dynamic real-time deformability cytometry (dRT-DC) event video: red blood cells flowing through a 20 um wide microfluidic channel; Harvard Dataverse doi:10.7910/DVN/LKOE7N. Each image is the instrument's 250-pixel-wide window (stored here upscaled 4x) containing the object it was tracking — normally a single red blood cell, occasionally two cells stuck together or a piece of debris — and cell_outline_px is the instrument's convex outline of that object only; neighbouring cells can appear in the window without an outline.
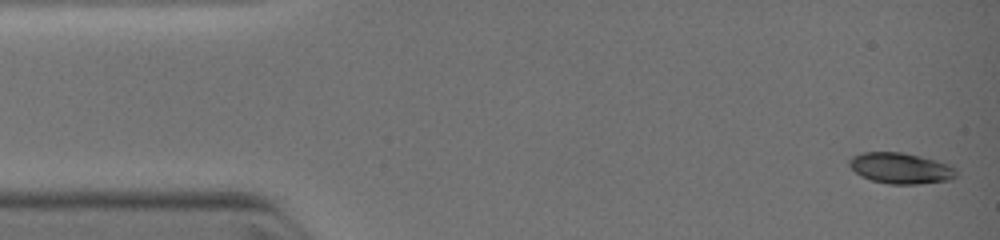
{"species": "common noctule bat (a hibernating species)", "species_latin": "Nyctalus noctula", "temperature_condition": "warm", "stored_images_in_passage": 20, "camera_frame_rate_fps": 3000, "um_per_image_px": 0.085, "animal": {"sex": "female", "body_mass_g": 19.0, "forearm_length_mm": 51.5}, "frame": {"image": 1, "passage_image": 1, "time_ms": 0.0, "image_size_px": [1000, 240], "cell_outline_px": [[956, 176], [952, 180], [920, 184], [888, 184], [872, 180], [860, 176], [848, 164], [848, 160], [852, 156], [864, 152], [900, 152], [920, 156], [936, 160], [948, 164], [956, 168]], "centroid_in_image_um": [76.57, 14.3], "position_along_channel_um": 8.4, "area_um2": 19.36}}
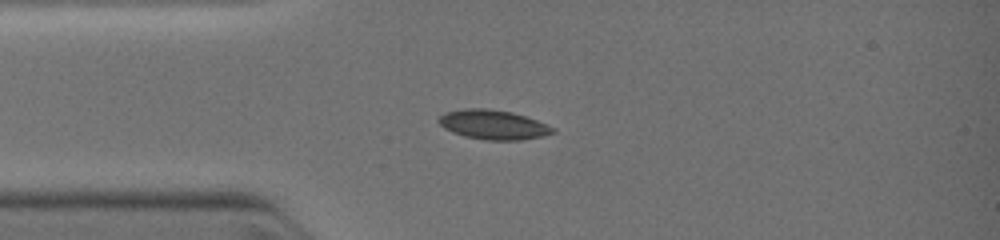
{"frame": {"image": 2, "passage_image": 12, "time_ms": 2.667, "image_size_px": [1000, 240], "cell_outline_px": [[556, 132], [544, 136], [520, 140], [484, 140], [464, 136], [452, 132], [444, 128], [436, 120], [444, 112], [464, 108], [488, 108], [512, 112], [536, 120], [556, 128]], "centroid_in_image_um": [41.91, 10.59], "position_along_channel_um": 43.1, "area_um2": 19.77}}
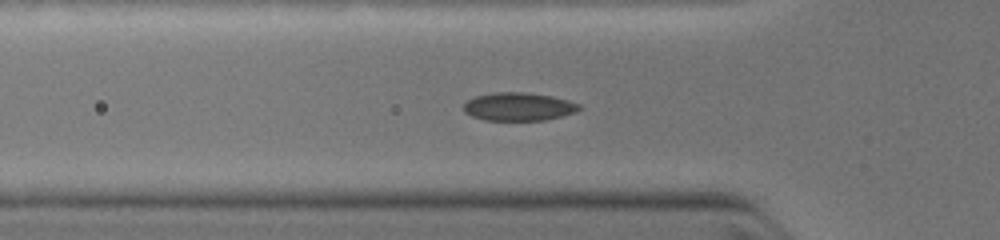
{"frame": {"image": 3, "passage_image": 17, "time_ms": 3.667, "image_size_px": [1000, 240], "cell_outline_px": [[580, 108], [576, 112], [544, 120], [484, 120], [472, 116], [464, 112], [464, 104], [468, 100], [476, 96], [492, 92], [524, 92], [552, 96], [568, 100], [580, 104]], "centroid_in_image_um": [44.07, 9.06], "position_along_channel_um": 81.7, "area_um2": 18.9}}